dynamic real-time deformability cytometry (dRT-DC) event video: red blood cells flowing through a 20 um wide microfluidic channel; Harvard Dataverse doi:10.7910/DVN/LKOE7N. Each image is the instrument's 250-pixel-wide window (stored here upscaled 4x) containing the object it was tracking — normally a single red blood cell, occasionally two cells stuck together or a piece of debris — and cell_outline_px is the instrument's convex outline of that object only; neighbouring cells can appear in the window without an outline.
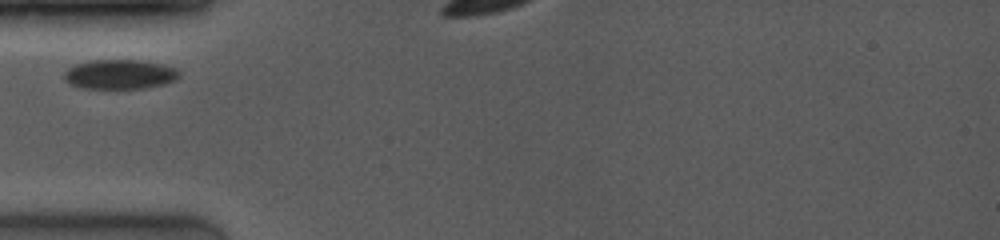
{"species": "common noctule bat (a hibernating species)", "species_latin": "Nyctalus noctula", "temperature_condition": "room temperature", "stored_images_in_passage": 10, "camera_frame_rate_fps": 4000, "um_per_image_px": 0.085, "animal": {"sex": "female", "body_mass_g": 19.0, "forearm_length_mm": 53.3}, "frame": {"image": 1, "passage_image": 1, "time_ms": 0.0, "image_size_px": [1000, 240], "cell_outline_px": [[180, 76], [176, 80], [164, 84], [144, 88], [84, 88], [72, 84], [64, 80], [64, 72], [68, 68], [76, 64], [88, 60], [140, 60], [160, 64], [176, 68], [180, 72]], "centroid_in_image_um": [10.19, 6.31], "position_along_channel_um": 74.8, "area_um2": 19.77}}